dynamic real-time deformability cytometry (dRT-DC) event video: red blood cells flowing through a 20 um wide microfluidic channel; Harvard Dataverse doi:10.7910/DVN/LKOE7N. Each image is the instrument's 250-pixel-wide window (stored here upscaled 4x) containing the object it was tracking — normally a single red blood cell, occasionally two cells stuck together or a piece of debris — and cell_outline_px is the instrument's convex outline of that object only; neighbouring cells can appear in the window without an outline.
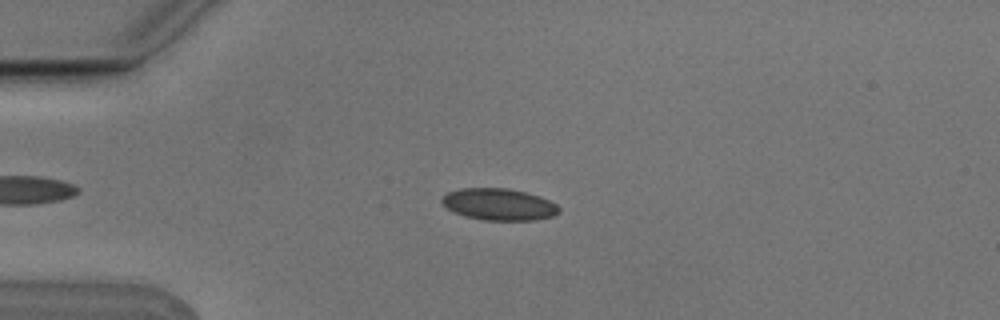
{"species": "Egyptian fruit bat (a non-hibernating species)", "species_latin": "Rousettus aegyptiacus", "temperature_condition": "cold", "stored_images_in_passage": 5, "camera_frame_rate_fps": 3000, "um_per_image_px": 0.085, "animal": {"sex": "male"}, "frame": {"image": 1, "passage_image": 4, "time_ms": 1.0, "image_size_px": [1000, 320], "cell_outline_px": [[560, 212], [552, 216], [536, 220], [484, 220], [464, 216], [448, 208], [440, 200], [448, 192], [460, 188], [508, 188], [540, 196], [556, 204], [560, 208]], "centroid_in_image_um": [42.43, 17.37], "position_along_channel_um": 42.6, "area_um2": 21.56}}